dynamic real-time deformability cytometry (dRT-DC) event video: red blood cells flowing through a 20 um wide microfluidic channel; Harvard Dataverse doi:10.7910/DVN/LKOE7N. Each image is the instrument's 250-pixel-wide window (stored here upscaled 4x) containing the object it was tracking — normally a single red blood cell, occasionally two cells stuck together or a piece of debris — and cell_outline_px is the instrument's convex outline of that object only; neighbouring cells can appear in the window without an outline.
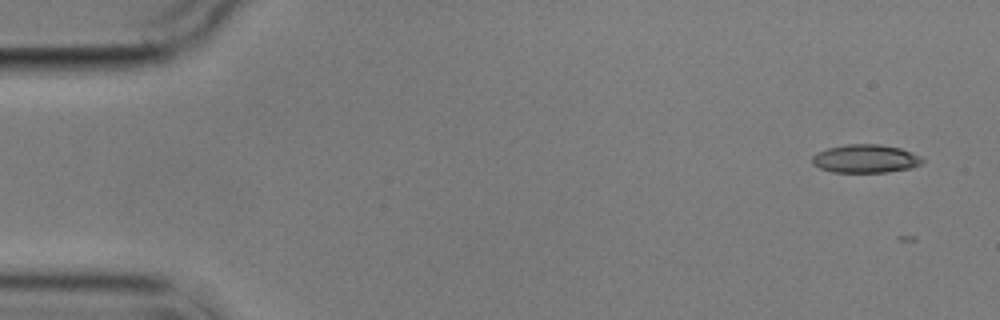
{"species": "common noctule bat (a hibernating species)", "species_latin": "Nyctalus noctula", "temperature_condition": "cold", "stored_images_in_passage": 5, "camera_frame_rate_fps": 3000, "um_per_image_px": 0.085, "animal": {"sex": "male", "body_mass_g": 17.9}, "frame": {"image": 1, "passage_image": 1, "time_ms": 0.0, "image_size_px": [1000, 320], "cell_outline_px": [[924, 160], [920, 164], [912, 168], [888, 172], [832, 172], [820, 168], [812, 164], [812, 156], [816, 152], [828, 148], [848, 144], [880, 144], [900, 148], [920, 156]], "centroid_in_image_um": [73.55, 13.49], "position_along_channel_um": 11.4, "area_um2": 18.21}}
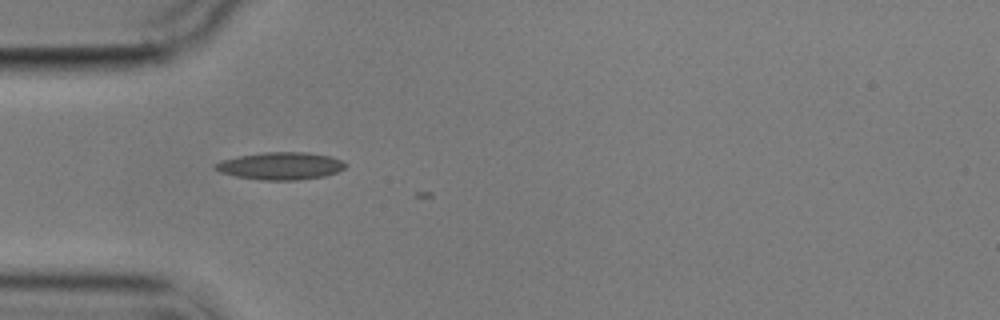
{"frame": {"image": 2, "passage_image": 4, "time_ms": 4.667, "image_size_px": [1000, 320], "cell_outline_px": [[348, 164], [344, 168], [336, 172], [324, 176], [300, 180], [260, 180], [236, 176], [220, 172], [212, 168], [212, 164], [220, 160], [236, 156], [264, 152], [308, 152], [332, 156]], "centroid_in_image_um": [23.81, 14.09], "position_along_channel_um": 61.2, "area_um2": 21.1}}
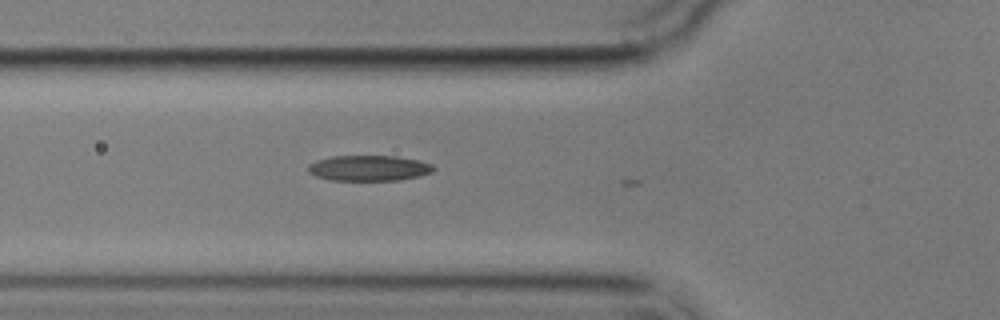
{"frame": {"image": 3, "passage_image": 5, "time_ms": 5.667, "image_size_px": [1000, 320], "cell_outline_px": [[436, 168], [432, 172], [420, 176], [400, 180], [328, 180], [316, 176], [308, 172], [308, 164], [316, 160], [332, 156], [396, 156], [420, 160], [432, 164]], "centroid_in_image_um": [31.37, 14.29], "position_along_channel_um": 94.4, "area_um2": 18.84}}